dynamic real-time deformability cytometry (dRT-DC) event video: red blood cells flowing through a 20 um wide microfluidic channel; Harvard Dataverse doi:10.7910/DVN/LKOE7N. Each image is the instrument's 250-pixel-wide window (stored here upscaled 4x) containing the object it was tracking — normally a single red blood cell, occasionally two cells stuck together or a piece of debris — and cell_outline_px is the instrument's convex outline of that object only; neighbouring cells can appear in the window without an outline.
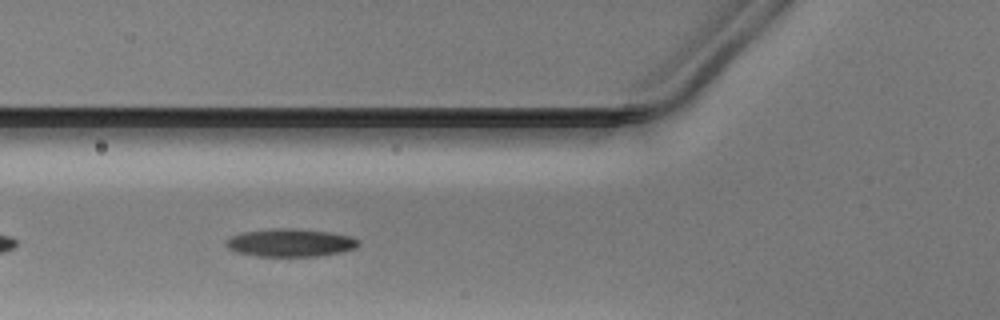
{"species": "Egyptian fruit bat (a non-hibernating species)", "species_latin": "Rousettus aegyptiacus", "temperature_condition": "warm", "stored_images_in_passage": 24, "camera_frame_rate_fps": 3000, "um_per_image_px": 0.085, "animal": {"sex": "male"}, "frame": {"image": 1, "passage_image": 6, "time_ms": 1.667, "image_size_px": [1000, 320], "cell_outline_px": [[360, 244], [356, 248], [340, 252], [316, 256], [260, 256], [236, 252], [228, 248], [224, 244], [224, 240], [232, 236], [244, 232], [276, 228], [284, 228], [328, 232], [352, 236], [360, 240]], "centroid_in_image_um": [24.68, 20.63], "position_along_channel_um": 101.1, "area_um2": 21.39}}
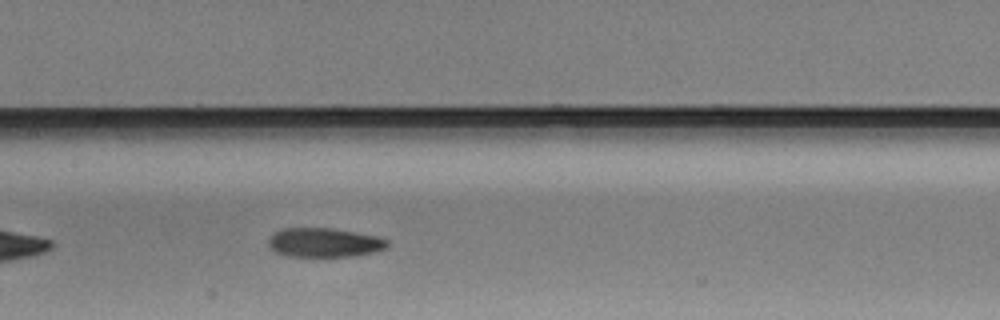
{"frame": {"image": 2, "passage_image": 12, "time_ms": 3.667, "image_size_px": [1000, 320], "cell_outline_px": [[388, 244], [384, 248], [376, 252], [352, 256], [288, 256], [276, 252], [268, 244], [268, 236], [272, 232], [284, 228], [332, 228], [376, 236], [388, 240]], "centroid_in_image_um": [27.52, 20.61], "position_along_channel_um": 179.9, "area_um2": 20.17}}
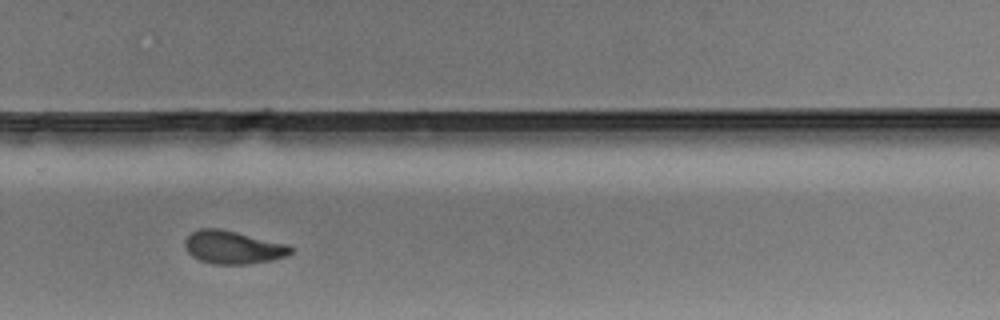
{"frame": {"image": 3, "passage_image": 22, "time_ms": 7.0, "image_size_px": [1000, 320], "cell_outline_px": [[292, 252], [288, 256], [272, 260], [248, 264], [212, 264], [200, 260], [192, 256], [184, 248], [184, 240], [192, 232], [200, 228], [220, 228], [288, 244], [292, 248]], "centroid_in_image_um": [19.8, 21.02], "position_along_channel_um": 310.0, "area_um2": 20.52}}